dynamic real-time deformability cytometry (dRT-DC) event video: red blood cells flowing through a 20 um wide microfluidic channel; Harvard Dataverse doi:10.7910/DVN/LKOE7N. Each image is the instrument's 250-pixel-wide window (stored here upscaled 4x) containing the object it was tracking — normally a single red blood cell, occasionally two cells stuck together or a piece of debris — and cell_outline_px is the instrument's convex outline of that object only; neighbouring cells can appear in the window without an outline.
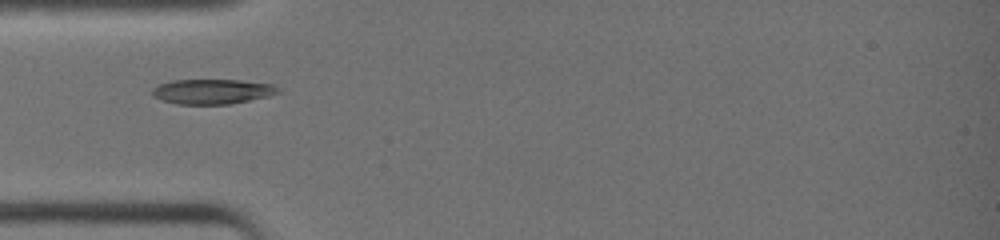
{"species": "common noctule bat (a hibernating species)", "species_latin": "Nyctalus noctula", "temperature_condition": "warm", "stored_images_in_passage": 27, "camera_frame_rate_fps": 3000, "um_per_image_px": 0.085, "animal": {"sex": "female", "body_mass_g": 19.0, "forearm_length_mm": 51.5}, "frame": {"image": 1, "passage_image": 1, "time_ms": 0.0, "image_size_px": [1000, 240], "cell_outline_px": [[280, 92], [268, 96], [232, 104], [176, 104], [160, 100], [152, 96], [152, 88], [160, 84], [172, 80], [240, 80], [272, 84], [280, 88]], "centroid_in_image_um": [18.03, 7.78], "position_along_channel_um": 67.0, "area_um2": 18.38}}
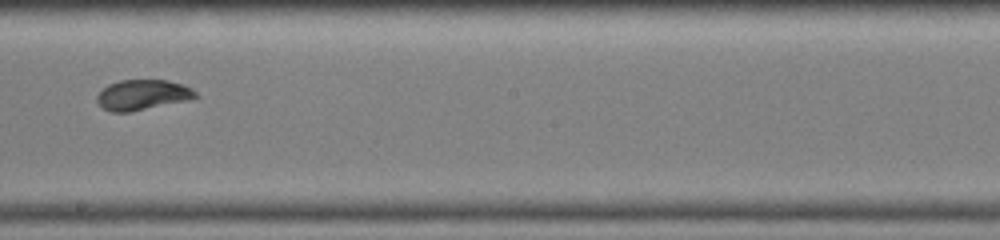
{"frame": {"image": 2, "passage_image": 12, "time_ms": 3.667, "image_size_px": [1000, 240], "cell_outline_px": [[200, 96], [188, 100], [132, 112], [112, 112], [104, 108], [96, 100], [96, 96], [108, 84], [120, 80], [168, 80], [184, 84], [192, 88]], "centroid_in_image_um": [12.15, 8.06], "position_along_channel_um": 236.0, "area_um2": 17.51}}
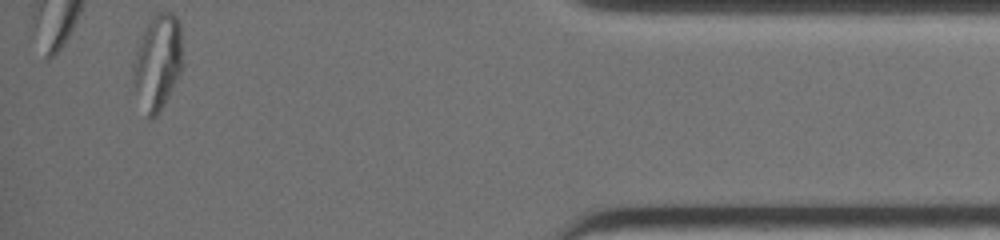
{"frame": {"image": 3, "passage_image": 27, "time_ms": 8.667, "image_size_px": [1000, 240], "cell_outline_px": [[180, 72], [160, 112], [152, 120], [148, 120], [136, 92], [132, 72], [132, 64], [144, 28], [148, 20], [156, 12], [172, 12], [176, 16], [180, 24]], "centroid_in_image_um": [13.36, 5.27], "position_along_channel_um": 421.8, "area_um2": 27.05}, "authors_computed_cell_mechanics": {"area_um2": 17.8024, "velocity_mm_per_s": 4.6125, "shape_relaxation_time_tau1_ms": 3.8736, "shape_relaxation_time_tau2_ms": null, "deformation_change_tau1": 0.1887, "deformation_change_tau2": null}}